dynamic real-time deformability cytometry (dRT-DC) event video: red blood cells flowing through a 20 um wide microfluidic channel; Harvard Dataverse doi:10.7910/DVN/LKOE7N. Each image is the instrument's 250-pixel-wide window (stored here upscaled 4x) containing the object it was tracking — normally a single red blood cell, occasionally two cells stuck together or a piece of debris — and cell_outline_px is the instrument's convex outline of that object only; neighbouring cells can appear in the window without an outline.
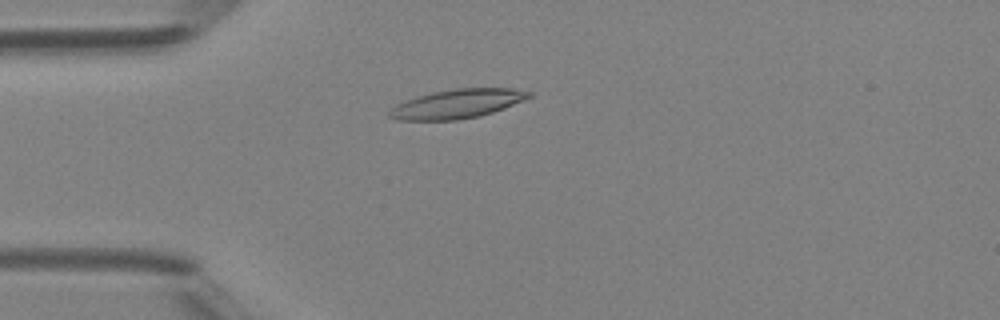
{"species": "Egyptian fruit bat (a non-hibernating species)", "species_latin": "Rousettus aegyptiacus", "temperature_condition": "room temperature", "stored_images_in_passage": 49, "camera_frame_rate_fps": 3000, "um_per_image_px": 0.085, "animal": {"sex": "female"}, "frame": {"image": 1, "passage_image": 13, "time_ms": 4.0, "image_size_px": [1000, 320], "cell_outline_px": [[532, 96], [524, 100], [504, 108], [480, 116], [456, 120], [396, 120], [388, 116], [388, 112], [396, 104], [432, 92], [456, 88], [512, 88], [532, 92]], "centroid_in_image_um": [38.88, 8.82], "position_along_channel_um": 46.1, "area_um2": 23.47}}
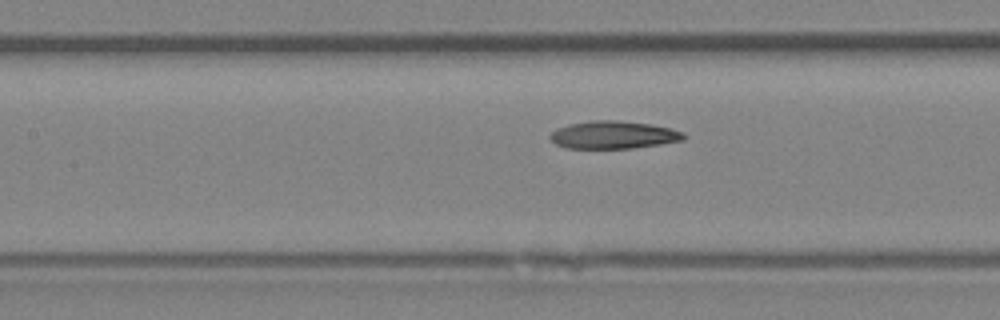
{"frame": {"image": 2, "passage_image": 22, "time_ms": 7.0, "image_size_px": [1000, 320], "cell_outline_px": [[684, 140], [660, 144], [632, 148], [564, 148], [556, 144], [548, 136], [556, 128], [568, 124], [592, 120], [616, 120], [652, 124], [672, 128], [684, 132]], "centroid_in_image_um": [52.13, 11.46], "position_along_channel_um": 155.3, "area_um2": 21.68}}
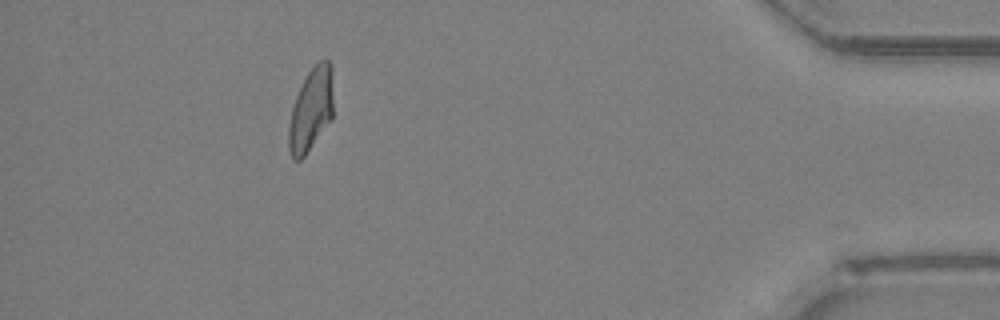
{"frame": {"image": 3, "passage_image": 44, "time_ms": 14.333, "image_size_px": [1000, 320], "cell_outline_px": [[332, 116], [304, 156], [300, 160], [292, 160], [288, 152], [288, 128], [292, 108], [296, 96], [308, 72], [320, 60], [328, 60], [332, 64]], "centroid_in_image_um": [26.41, 9.33], "position_along_channel_um": 408.8, "area_um2": 21.21}, "authors_computed_cell_mechanics": {"area_um2": 22.3108, "velocity_mm_per_s": 4.2132, "shape_relaxation_time_tau1_ms": 9.4701, "shape_relaxation_time_tau2_ms": 4.0309, "deformation_change_tau1": 0.2116, "deformation_change_tau2": 0.119}}